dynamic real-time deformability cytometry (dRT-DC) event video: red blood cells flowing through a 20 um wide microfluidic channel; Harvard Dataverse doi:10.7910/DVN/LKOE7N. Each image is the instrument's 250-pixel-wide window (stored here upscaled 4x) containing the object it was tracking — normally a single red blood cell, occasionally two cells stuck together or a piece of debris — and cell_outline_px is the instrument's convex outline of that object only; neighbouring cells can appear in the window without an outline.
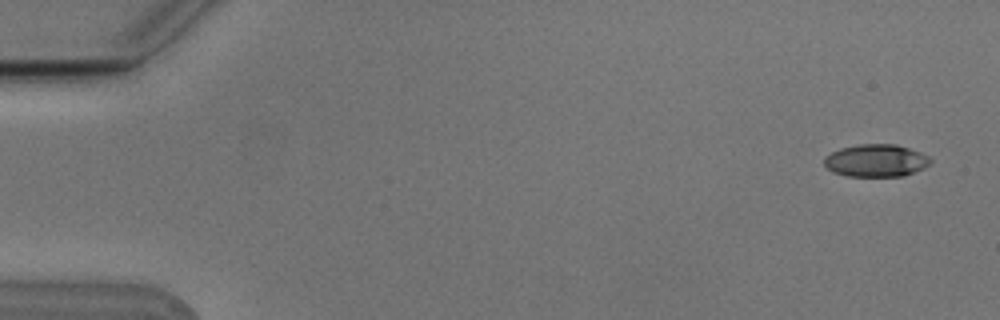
{"species": "Egyptian fruit bat (a non-hibernating species)", "species_latin": "Rousettus aegyptiacus", "temperature_condition": "cold", "stored_images_in_passage": 4, "camera_frame_rate_fps": 3000, "um_per_image_px": 0.085, "animal": {"sex": "male"}, "frame": {"image": 1, "passage_image": 1, "time_ms": 0.0, "image_size_px": [1000, 320], "cell_outline_px": [[932, 160], [924, 168], [904, 176], [848, 176], [832, 172], [824, 164], [824, 156], [840, 148], [860, 144], [896, 144], [920, 152], [928, 156]], "centroid_in_image_um": [74.45, 13.65], "position_along_channel_um": 10.6, "area_um2": 20.11}}